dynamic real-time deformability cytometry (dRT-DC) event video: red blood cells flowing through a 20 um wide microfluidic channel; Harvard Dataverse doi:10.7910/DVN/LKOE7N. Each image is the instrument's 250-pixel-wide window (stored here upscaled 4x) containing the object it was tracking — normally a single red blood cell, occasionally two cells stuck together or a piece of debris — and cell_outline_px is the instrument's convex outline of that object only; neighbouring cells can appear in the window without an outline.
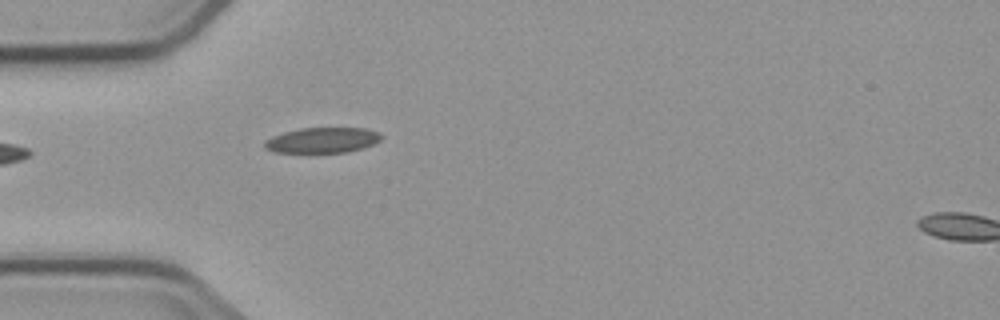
{"species": "common noctule bat (a hibernating species)", "species_latin": "Nyctalus noctula", "temperature_condition": "cold", "stored_images_in_passage": 5, "segment_of_instrument_passage": [1, 2], "camera_frame_rate_fps": 3000, "um_per_image_px": 0.085, "animal": {"sex": "male", "body_mass_g": 23.1, "forearm_length_mm": 52.7}, "frame": {"image": 1, "passage_image": 4, "time_ms": 3.667, "image_size_px": [1000, 320], "cell_outline_px": [[384, 136], [380, 140], [372, 144], [348, 152], [272, 152], [264, 148], [264, 140], [272, 136], [284, 132], [300, 128], [364, 128], [380, 132]], "centroid_in_image_um": [27.38, 11.91], "position_along_channel_um": 57.6, "area_um2": 17.28}}